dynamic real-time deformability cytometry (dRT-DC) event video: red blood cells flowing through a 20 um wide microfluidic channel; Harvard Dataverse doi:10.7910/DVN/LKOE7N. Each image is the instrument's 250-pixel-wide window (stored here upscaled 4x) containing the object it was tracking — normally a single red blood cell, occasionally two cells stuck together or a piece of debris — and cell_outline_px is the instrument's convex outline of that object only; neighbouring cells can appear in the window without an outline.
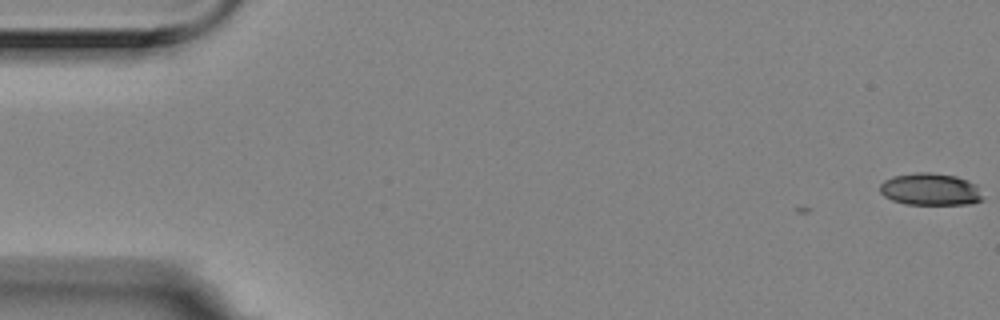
{"species": "Egyptian fruit bat (a non-hibernating species)", "species_latin": "Rousettus aegyptiacus", "temperature_condition": "room temperature", "stored_images_in_passage": 2, "camera_frame_rate_fps": 3000, "um_per_image_px": 0.085, "animal": {"sex": "female"}, "frame": {"image": 1, "passage_image": 2, "time_ms": 0.333, "image_size_px": [1000, 320], "cell_outline_px": [[984, 200], [972, 204], [904, 204], [892, 200], [884, 196], [880, 192], [880, 184], [884, 180], [892, 176], [916, 172], [932, 172], [956, 176], [968, 180], [976, 184]], "centroid_in_image_um": [79.08, 16.09], "position_along_channel_um": 5.9, "area_um2": 19.48}}